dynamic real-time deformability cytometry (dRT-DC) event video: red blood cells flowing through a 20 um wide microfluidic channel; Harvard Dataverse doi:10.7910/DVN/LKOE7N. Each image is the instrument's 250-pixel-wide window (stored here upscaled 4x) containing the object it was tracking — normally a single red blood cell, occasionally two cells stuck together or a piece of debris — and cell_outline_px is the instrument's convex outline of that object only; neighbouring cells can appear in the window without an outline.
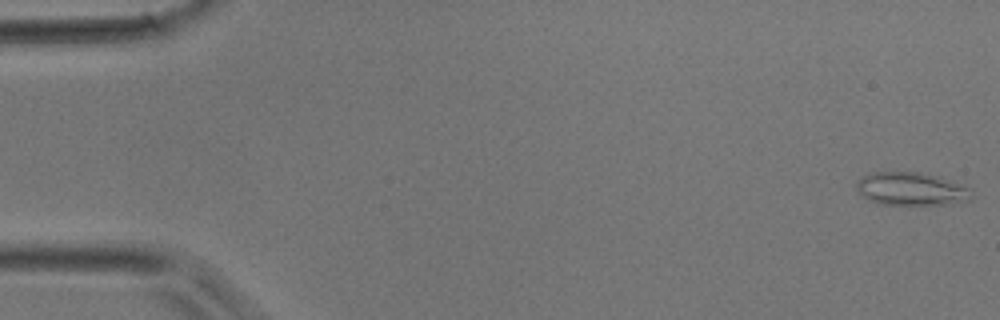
{"species": "common noctule bat (a hibernating species)", "species_latin": "Nyctalus noctula", "temperature_condition": "room temperature", "stored_images_in_passage": 3, "camera_frame_rate_fps": 3000, "um_per_image_px": 0.085, "animal": {"sex": "male", "body_mass_g": 17.9}, "frame": {"image": 1, "passage_image": 1, "time_ms": 0.0, "image_size_px": [1000, 320], "cell_outline_px": [[972, 200], [948, 204], [876, 204], [868, 200], [856, 188], [856, 180], [872, 172], [920, 172], [940, 176], [972, 188]], "centroid_in_image_um": [77.49, 16.05], "position_along_channel_um": 7.5, "area_um2": 22.43}}